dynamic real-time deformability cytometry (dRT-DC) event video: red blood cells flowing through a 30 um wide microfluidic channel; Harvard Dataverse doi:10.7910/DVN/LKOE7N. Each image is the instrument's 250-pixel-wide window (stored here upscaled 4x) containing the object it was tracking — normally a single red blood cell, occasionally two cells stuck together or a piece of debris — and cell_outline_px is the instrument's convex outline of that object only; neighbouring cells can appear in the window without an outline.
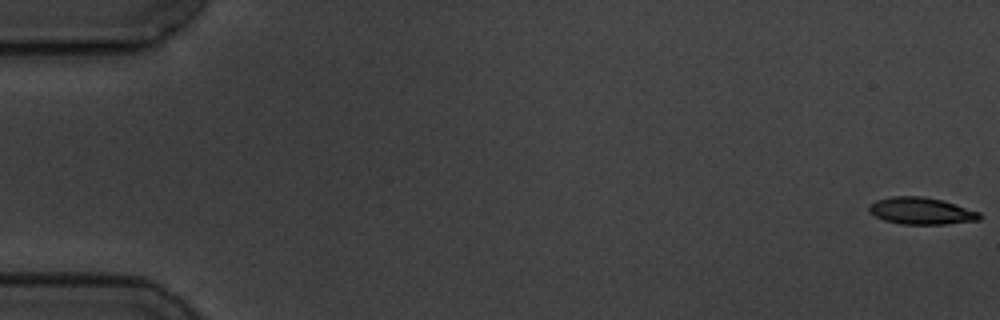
{"species": "common noctule bat (a hibernating species)", "species_latin": "Nyctalus noctula", "temperature_condition": "cold", "stored_images_in_passage": 8, "camera_frame_rate_fps": 3000, "um_per_image_px": 0.085, "animal": {"sex": "male", "body_mass_g": 19.5, "forearm_length_mm": 54.6}, "frame": {"image": 1, "passage_image": 1, "time_ms": 0.0, "image_size_px": [1000, 320], "cell_outline_px": [[980, 220], [948, 224], [900, 224], [884, 220], [868, 212], [868, 204], [876, 200], [892, 196], [924, 196], [940, 200], [980, 212]], "centroid_in_image_um": [78.26, 17.93], "position_along_channel_um": 6.7, "area_um2": 17.34}}
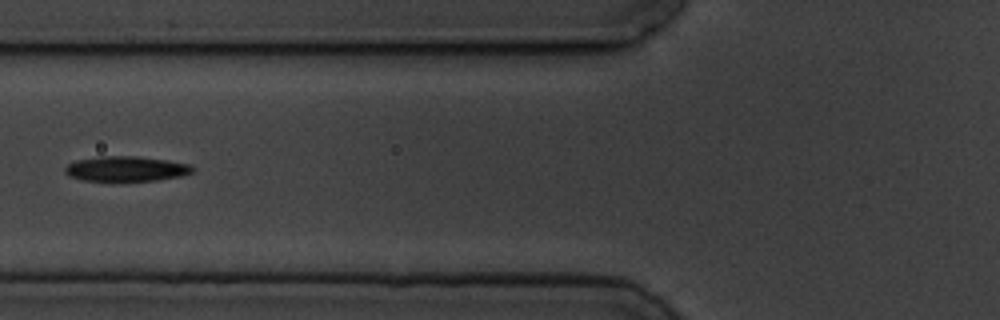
{"frame": {"image": 2, "passage_image": 7, "time_ms": 7.333, "image_size_px": [1000, 320], "cell_outline_px": [[196, 168], [192, 172], [180, 176], [156, 180], [112, 184], [84, 180], [68, 176], [64, 172], [64, 168], [68, 164], [76, 160], [100, 156], [136, 156], [192, 164]], "centroid_in_image_um": [10.68, 14.39], "position_along_channel_um": 115.1, "area_um2": 19.48}}
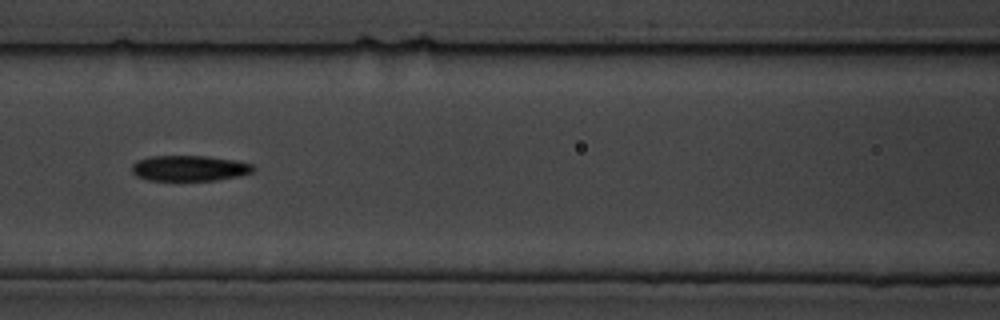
{"frame": {"image": 3, "passage_image": 8, "time_ms": 8.333, "image_size_px": [1000, 320], "cell_outline_px": [[256, 168], [252, 172], [240, 176], [216, 180], [148, 180], [136, 176], [132, 172], [132, 164], [136, 160], [152, 156], [208, 156], [236, 160], [252, 164]], "centroid_in_image_um": [16.11, 14.29], "position_along_channel_um": 150.5, "area_um2": 18.21}}